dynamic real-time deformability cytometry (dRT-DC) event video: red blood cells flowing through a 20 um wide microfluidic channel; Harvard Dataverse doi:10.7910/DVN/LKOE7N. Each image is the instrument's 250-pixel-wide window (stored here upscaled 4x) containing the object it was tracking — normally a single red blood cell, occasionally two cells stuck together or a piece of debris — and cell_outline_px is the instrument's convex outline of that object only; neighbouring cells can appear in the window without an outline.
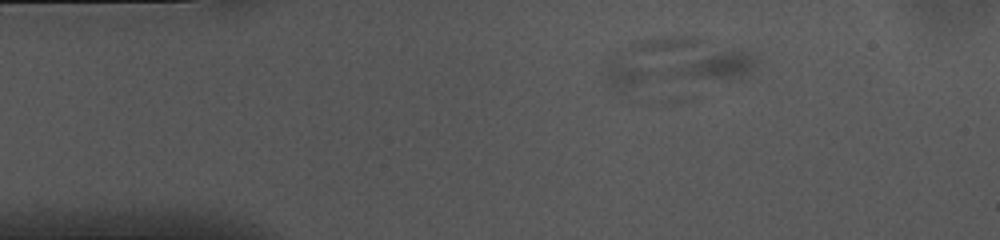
{"species": "common noctule bat (a hibernating species)", "species_latin": "Nyctalus noctula", "temperature_condition": "cold", "stored_images_in_passage": 8, "camera_frame_rate_fps": 3000, "um_per_image_px": 0.085, "animal": {"sex": "female", "body_mass_g": 10.0, "forearm_length_mm": 53.1}, "frame": {"image": 1, "passage_image": 8, "time_ms": 2.333, "image_size_px": [1000, 240], "cell_outline_px": [[756, 64], [748, 72], [740, 76], [672, 76], [672, 72], [680, 64], [688, 60], [720, 52], [752, 52], [756, 60]], "centroid_in_image_um": [60.99, 5.53], "position_along_channel_um": 24.0, "area_um2": 11.44}}